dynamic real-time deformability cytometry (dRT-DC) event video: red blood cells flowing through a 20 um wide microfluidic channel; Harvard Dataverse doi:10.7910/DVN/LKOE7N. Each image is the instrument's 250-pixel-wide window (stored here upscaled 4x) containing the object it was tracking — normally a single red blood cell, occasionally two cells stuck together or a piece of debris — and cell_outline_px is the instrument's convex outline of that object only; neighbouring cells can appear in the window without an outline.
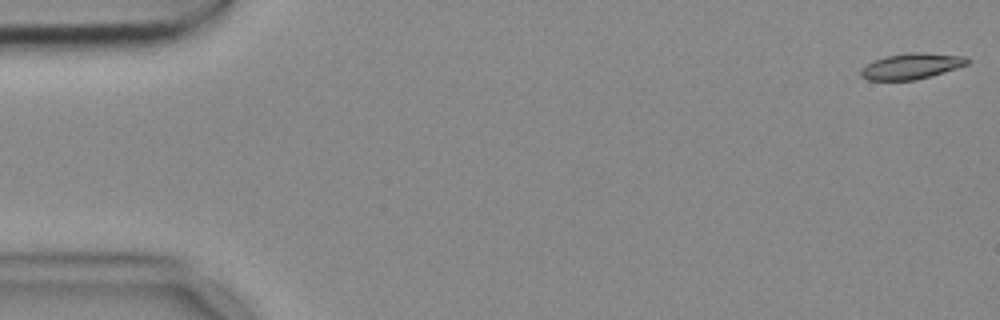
{"species": "common noctule bat (a hibernating species)", "species_latin": "Nyctalus noctula", "temperature_condition": "cold", "stored_images_in_passage": 54, "camera_frame_rate_fps": 3000, "um_per_image_px": 0.085, "animal": {"sex": "female", "body_mass_g": 18.4}, "frame": {"image": 1, "passage_image": 1, "time_ms": 0.0, "image_size_px": [1000, 320], "cell_outline_px": [[972, 60], [968, 64], [932, 76], [916, 80], [868, 80], [860, 76], [860, 68], [872, 60], [884, 56], [908, 52], [924, 52], [968, 56]], "centroid_in_image_um": [77.48, 5.61], "position_along_channel_um": 7.5, "area_um2": 16.47}}
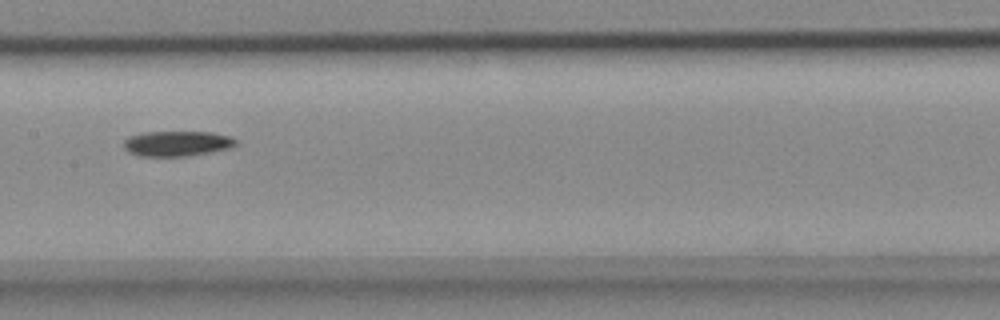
{"frame": {"image": 2, "passage_image": 27, "time_ms": 8.667, "image_size_px": [1000, 320], "cell_outline_px": [[236, 144], [228, 148], [212, 152], [188, 156], [140, 156], [128, 152], [124, 148], [124, 140], [128, 136], [144, 132], [212, 132], [232, 136], [236, 140]], "centroid_in_image_um": [15.04, 12.2], "position_along_channel_um": 192.4, "area_um2": 16.59}}
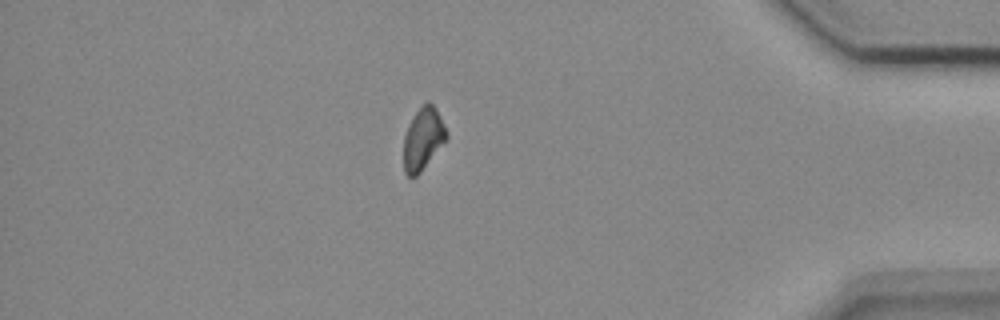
{"frame": {"image": 3, "passage_image": 47, "time_ms": 15.333, "image_size_px": [1000, 320], "cell_outline_px": [[448, 136], [420, 172], [416, 176], [408, 176], [404, 172], [404, 136], [408, 124], [416, 112], [428, 100], [436, 108], [448, 132]], "centroid_in_image_um": [35.95, 11.78], "position_along_channel_um": 399.3, "area_um2": 15.2}, "authors_computed_cell_mechanics": {"area_um2": 16.5308, "velocity_mm_per_s": 3.6854, "shape_relaxation_time_tau1_ms": 7.1653, "shape_relaxation_time_tau2_ms": null, "deformation_change_tau1": 0.1285, "deformation_change_tau2": null}}